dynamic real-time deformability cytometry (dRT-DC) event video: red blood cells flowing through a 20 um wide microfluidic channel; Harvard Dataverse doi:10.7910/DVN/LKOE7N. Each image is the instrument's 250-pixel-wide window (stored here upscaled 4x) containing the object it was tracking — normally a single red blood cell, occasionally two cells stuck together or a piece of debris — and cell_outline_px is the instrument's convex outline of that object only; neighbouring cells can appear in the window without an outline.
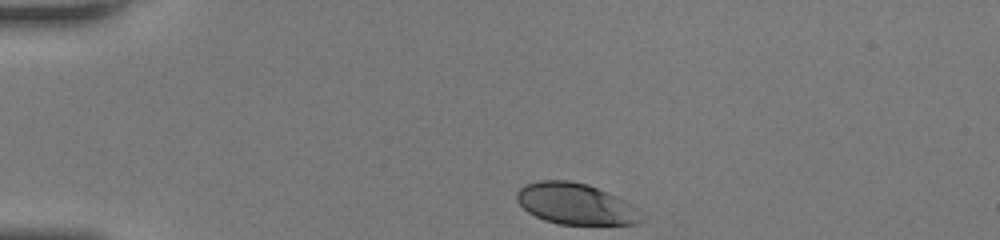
{"species": "human", "species_latin": "Homo sapiens", "temperature_condition": "room temperature", "stored_images_in_passage": 31, "camera_frame_rate_fps": 3000, "um_per_image_px": 0.085, "donor": {"sex": "female"}, "frame": {"image": 1, "passage_image": 1, "time_ms": 0.0, "image_size_px": [1000, 240], "cell_outline_px": [[644, 220], [640, 224], [556, 224], [544, 220], [528, 212], [516, 200], [516, 192], [524, 184], [540, 180], [568, 180], [588, 184], [616, 196], [624, 200]], "centroid_in_image_um": [48.85, 17.32], "position_along_channel_um": 36.1, "area_um2": 29.59}}
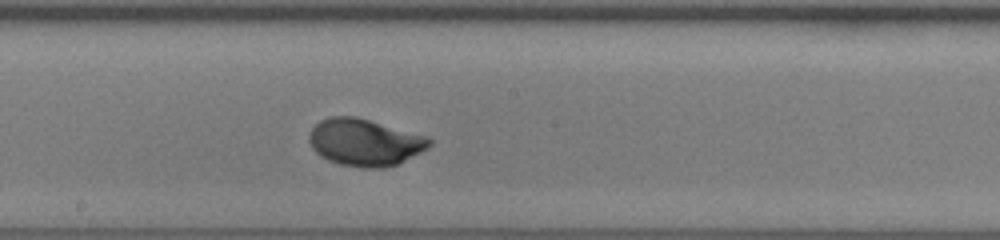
{"frame": {"image": 2, "passage_image": 18, "time_ms": 5.667, "image_size_px": [1000, 240], "cell_outline_px": [[432, 144], [428, 148], [400, 164], [384, 168], [360, 168], [340, 164], [328, 160], [320, 156], [312, 148], [308, 140], [308, 132], [320, 120], [328, 116], [356, 116], [428, 136], [432, 140]], "centroid_in_image_um": [31.01, 12.1], "position_along_channel_um": 217.2, "area_um2": 33.47}}
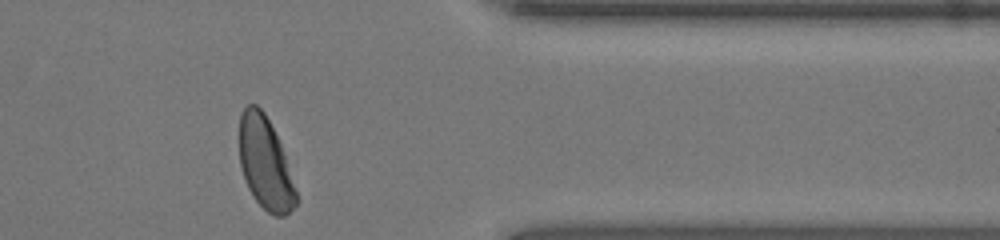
{"frame": {"image": 3, "passage_image": 31, "time_ms": 10.0, "image_size_px": [1000, 240], "cell_outline_px": [[300, 200], [284, 216], [276, 216], [268, 212], [252, 196], [244, 180], [240, 164], [240, 112], [248, 104], [256, 104], [264, 112], [280, 144]], "centroid_in_image_um": [22.54, 13.9], "position_along_channel_um": 388.9, "area_um2": 30.17}, "authors_computed_cell_mechanics": {"area_um2": 31.9056, "velocity_mm_per_s": 4.2383, "shape_relaxation_time_tau1_ms": 2.3914, "shape_relaxation_time_tau2_ms": null, "deformation_change_tau1": 0.135, "deformation_change_tau2": null}}